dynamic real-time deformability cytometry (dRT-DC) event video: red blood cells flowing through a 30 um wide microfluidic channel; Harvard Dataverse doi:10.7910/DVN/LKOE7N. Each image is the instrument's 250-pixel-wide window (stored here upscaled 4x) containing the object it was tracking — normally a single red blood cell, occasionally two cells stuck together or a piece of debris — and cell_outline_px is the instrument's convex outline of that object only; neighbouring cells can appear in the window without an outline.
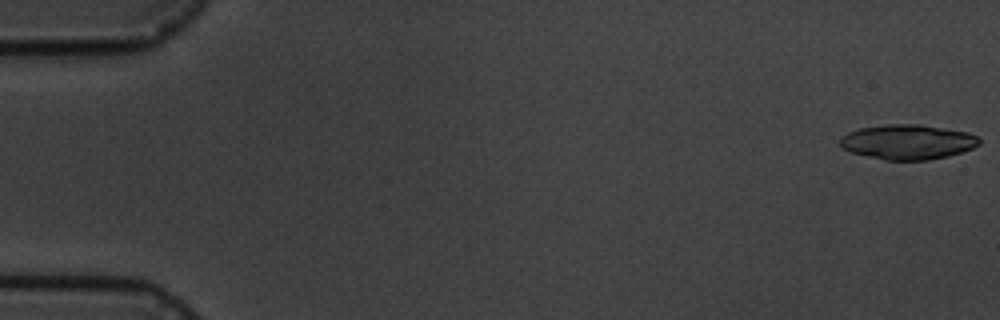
{"species": "common noctule bat (a hibernating species)", "species_latin": "Nyctalus noctula", "temperature_condition": "cold", "stored_images_in_passage": 10, "camera_frame_rate_fps": 3000, "um_per_image_px": 0.085, "animal": {"sex": "male", "body_mass_g": 19.5, "forearm_length_mm": 54.6}, "frame": {"image": 1, "passage_image": 1, "time_ms": 0.0, "image_size_px": [1000, 320], "cell_outline_px": [[980, 144], [972, 148], [948, 156], [928, 160], [884, 160], [852, 152], [840, 148], [840, 136], [848, 132], [860, 128], [888, 124], [920, 124], [968, 132], [976, 136], [980, 140]], "centroid_in_image_um": [77.13, 12.06], "position_along_channel_um": 7.9, "area_um2": 28.26}}
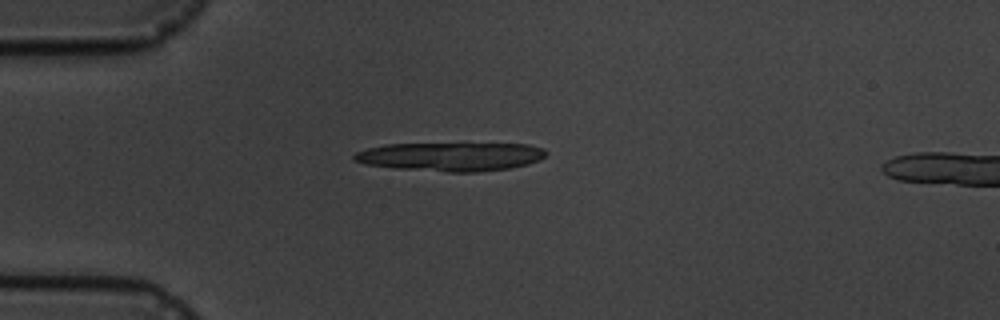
{"frame": {"image": 2, "passage_image": 5, "time_ms": 4.667, "image_size_px": [1000, 320], "cell_outline_px": [[548, 152], [540, 160], [528, 164], [512, 168], [480, 172], [448, 172], [396, 168], [364, 164], [352, 160], [352, 156], [356, 152], [368, 148], [384, 144], [528, 144], [544, 148]], "centroid_in_image_um": [38.32, 13.32], "position_along_channel_um": 46.7, "area_um2": 32.25}}